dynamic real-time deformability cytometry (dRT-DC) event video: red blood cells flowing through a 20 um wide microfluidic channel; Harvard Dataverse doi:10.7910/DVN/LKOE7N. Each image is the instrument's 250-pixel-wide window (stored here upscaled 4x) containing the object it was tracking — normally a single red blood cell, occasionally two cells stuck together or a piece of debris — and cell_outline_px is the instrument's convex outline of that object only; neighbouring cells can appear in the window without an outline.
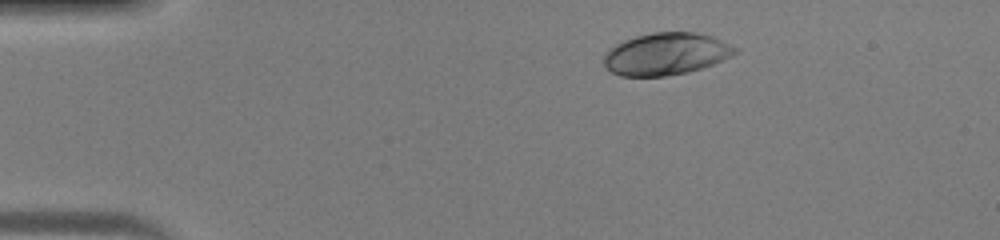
{"species": "human", "species_latin": "Homo sapiens", "temperature_condition": "warm", "stored_images_in_passage": 39, "camera_frame_rate_fps": 3000, "um_per_image_px": 0.085, "donor": {"sex": "male"}, "frame": {"image": 1, "passage_image": 2, "time_ms": 0.333, "image_size_px": [1000, 240], "cell_outline_px": [[736, 52], [732, 56], [712, 64], [688, 72], [664, 76], [620, 76], [612, 72], [604, 64], [604, 52], [608, 48], [624, 40], [636, 36], [652, 32], [696, 32], [712, 36], [736, 48]], "centroid_in_image_um": [56.57, 4.58], "position_along_channel_um": 28.4, "area_um2": 32.08}}
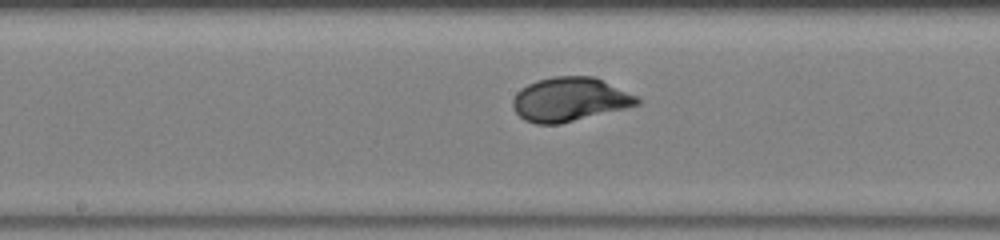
{"frame": {"image": 2, "passage_image": 18, "time_ms": 5.667, "image_size_px": [1000, 240], "cell_outline_px": [[640, 104], [560, 124], [536, 124], [524, 120], [512, 108], [512, 100], [516, 92], [520, 88], [536, 80], [552, 76], [592, 76], [636, 96], [640, 100]], "centroid_in_image_um": [48.35, 8.45], "position_along_channel_um": 199.8, "area_um2": 31.62}}
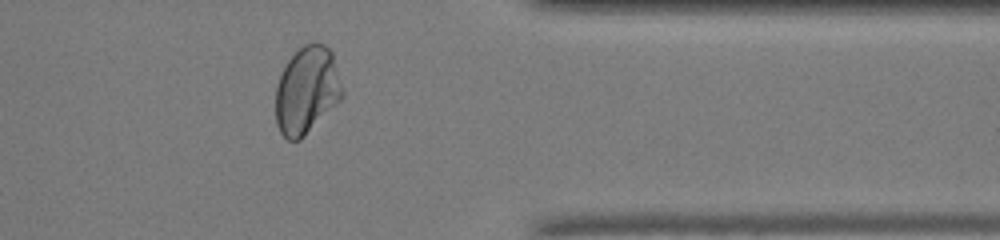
{"frame": {"image": 3, "passage_image": 31, "time_ms": 10.0, "image_size_px": [1000, 240], "cell_outline_px": [[344, 96], [300, 140], [288, 140], [280, 132], [276, 124], [276, 88], [280, 76], [288, 60], [304, 44], [312, 40], [316, 40], [324, 44], [332, 52], [344, 92]], "centroid_in_image_um": [26.09, 7.65], "position_along_channel_um": 385.3, "area_um2": 33.87}}